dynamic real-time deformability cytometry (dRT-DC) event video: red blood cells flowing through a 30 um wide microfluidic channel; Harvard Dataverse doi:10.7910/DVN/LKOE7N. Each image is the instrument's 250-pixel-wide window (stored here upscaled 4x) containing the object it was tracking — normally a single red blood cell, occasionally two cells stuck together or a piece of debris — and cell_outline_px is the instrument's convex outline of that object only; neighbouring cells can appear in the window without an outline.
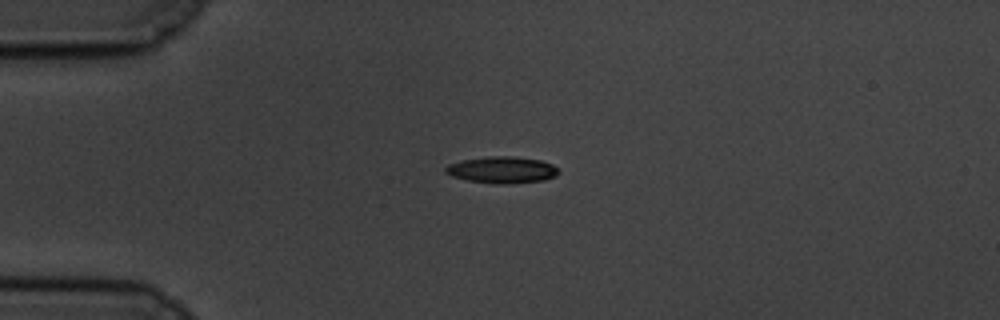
{"species": "common noctule bat (a hibernating species)", "species_latin": "Nyctalus noctula", "temperature_condition": "cold", "stored_images_in_passage": 44, "camera_frame_rate_fps": 3000, "um_per_image_px": 0.085, "animal": {"sex": "male", "body_mass_g": 19.5, "forearm_length_mm": 54.6}, "frame": {"image": 1, "passage_image": 1, "time_ms": 0.0, "image_size_px": [1000, 320], "cell_outline_px": [[560, 172], [556, 176], [544, 180], [504, 184], [496, 184], [468, 180], [452, 176], [444, 172], [444, 168], [448, 164], [460, 160], [488, 156], [512, 156], [540, 160], [552, 164], [560, 168]], "centroid_in_image_um": [42.68, 14.43], "position_along_channel_um": 42.3, "area_um2": 17.69}}
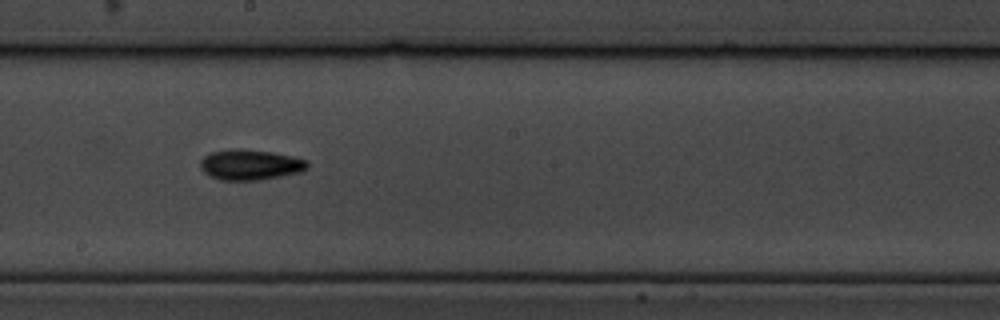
{"frame": {"image": 2, "passage_image": 19, "time_ms": 6.0, "image_size_px": [1000, 320], "cell_outline_px": [[308, 168], [300, 172], [260, 180], [220, 180], [208, 176], [200, 168], [200, 160], [204, 156], [212, 152], [232, 148], [240, 148], [272, 152], [292, 156], [308, 160]], "centroid_in_image_um": [21.25, 14.0], "position_along_channel_um": 227.0, "area_um2": 19.19}}
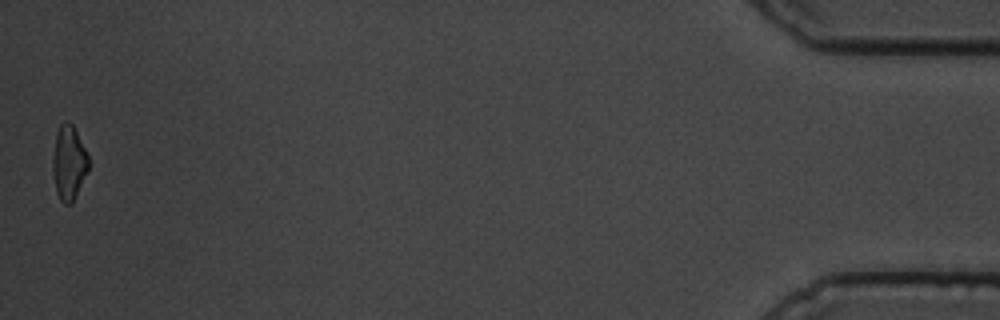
{"frame": {"image": 3, "passage_image": 44, "time_ms": 14.333, "image_size_px": [1000, 320], "cell_outline_px": [[88, 172], [72, 204], [64, 204], [60, 200], [56, 192], [52, 172], [52, 160], [56, 132], [60, 124], [64, 120], [68, 120], [72, 124], [88, 156]], "centroid_in_image_um": [5.83, 13.85], "position_along_channel_um": 429.4, "area_um2": 15.66}, "authors_computed_cell_mechanics": {"area_um2": 16.9354, "velocity_mm_per_s": 3.502, "shape_relaxation_time_tau1_ms": 3.6473, "shape_relaxation_time_tau2_ms": null, "deformation_change_tau1": 0.1171, "deformation_change_tau2": null}}